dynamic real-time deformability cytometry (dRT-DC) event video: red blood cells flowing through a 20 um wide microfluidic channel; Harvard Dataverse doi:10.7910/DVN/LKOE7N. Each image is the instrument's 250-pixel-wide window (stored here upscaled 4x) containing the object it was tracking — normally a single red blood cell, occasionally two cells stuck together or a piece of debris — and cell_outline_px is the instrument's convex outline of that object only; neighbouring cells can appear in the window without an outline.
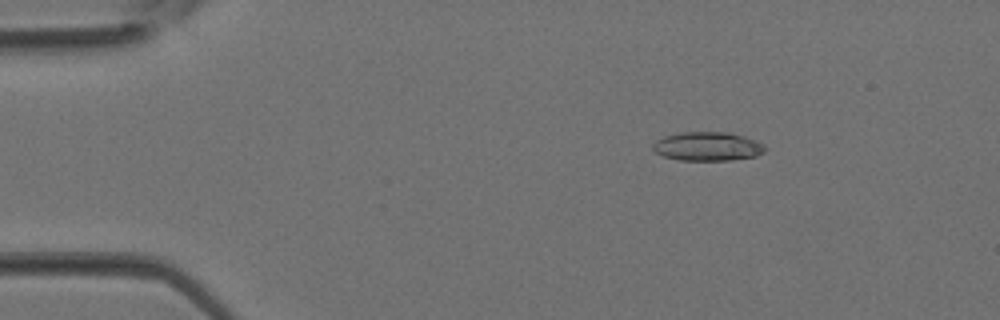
{"species": "Egyptian fruit bat (a non-hibernating species)", "species_latin": "Rousettus aegyptiacus", "temperature_condition": "room temperature", "stored_images_in_passage": 2, "camera_frame_rate_fps": 3000, "um_per_image_px": 0.085, "animal": {"sex": "female"}, "frame": {"image": 1, "passage_image": 1, "time_ms": 0.0, "image_size_px": [1000, 320], "cell_outline_px": [[764, 152], [756, 156], [732, 160], [680, 160], [664, 156], [656, 152], [652, 148], [652, 144], [656, 140], [664, 136], [680, 132], [732, 132], [756, 140], [764, 144]], "centroid_in_image_um": [60.15, 12.43], "position_along_channel_um": 24.9, "area_um2": 18.96}}